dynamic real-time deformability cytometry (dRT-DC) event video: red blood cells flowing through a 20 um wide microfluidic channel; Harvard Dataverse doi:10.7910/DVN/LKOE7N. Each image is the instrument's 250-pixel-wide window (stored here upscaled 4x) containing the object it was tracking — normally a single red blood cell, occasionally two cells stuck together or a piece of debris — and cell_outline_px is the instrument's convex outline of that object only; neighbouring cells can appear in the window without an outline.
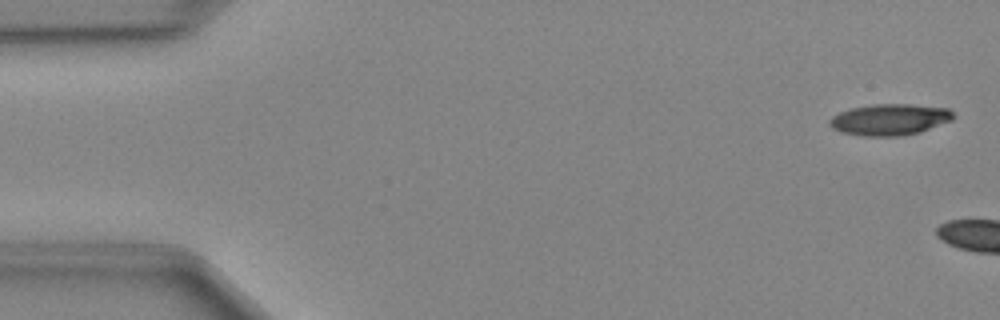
{"species": "Egyptian fruit bat (a non-hibernating species)", "species_latin": "Rousettus aegyptiacus", "temperature_condition": "cold", "stored_images_in_passage": 5, "camera_frame_rate_fps": 3000, "um_per_image_px": 0.085, "animal": {"sex": "female"}, "frame": {"image": 1, "passage_image": 2, "time_ms": 0.333, "image_size_px": [1000, 320], "cell_outline_px": [[956, 116], [952, 120], [920, 132], [904, 136], [860, 136], [840, 132], [832, 128], [828, 124], [828, 120], [832, 116], [840, 112], [852, 108], [872, 104], [912, 104], [948, 108]], "centroid_in_image_um": [75.61, 10.17], "position_along_channel_um": 9.4, "area_um2": 22.83}}